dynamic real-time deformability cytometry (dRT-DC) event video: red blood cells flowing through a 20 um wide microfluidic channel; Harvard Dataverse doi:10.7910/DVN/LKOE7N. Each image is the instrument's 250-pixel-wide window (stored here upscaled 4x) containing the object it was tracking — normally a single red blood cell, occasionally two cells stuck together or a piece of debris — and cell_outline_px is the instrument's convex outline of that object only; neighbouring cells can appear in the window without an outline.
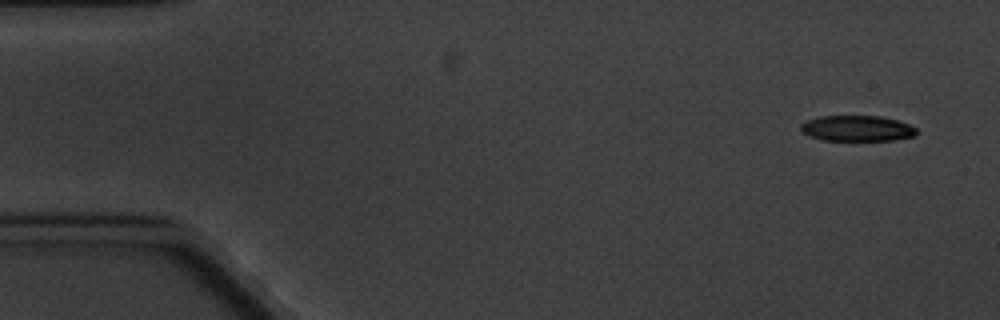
{"species": "common noctule bat (a hibernating species)", "species_latin": "Nyctalus noctula", "temperature_condition": "cold", "stored_images_in_passage": 5, "camera_frame_rate_fps": 3000, "um_per_image_px": 0.085, "animal": {"sex": "male", "body_mass_g": 20.1, "forearm_length_mm": 53.5}, "frame": {"image": 1, "passage_image": 1, "time_ms": 0.0, "image_size_px": [1000, 320], "cell_outline_px": [[916, 132], [912, 136], [892, 140], [824, 140], [808, 136], [800, 132], [800, 124], [808, 120], [820, 116], [880, 116], [896, 120], [908, 124], [916, 128]], "centroid_in_image_um": [72.78, 10.91], "position_along_channel_um": 12.2, "area_um2": 17.22}}
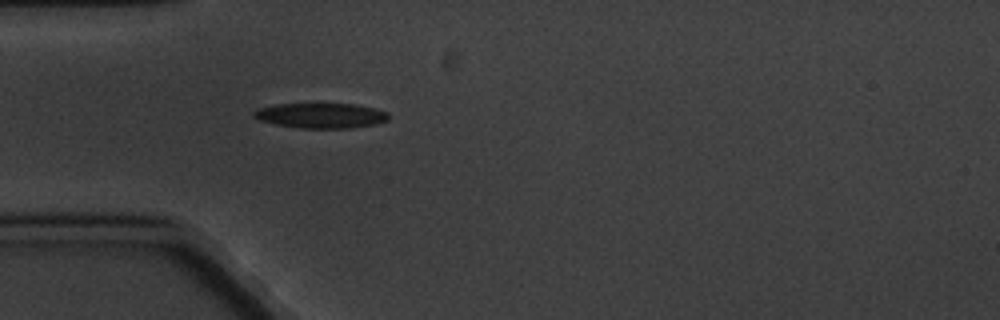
{"frame": {"image": 2, "passage_image": 5, "time_ms": 4.667, "image_size_px": [1000, 320], "cell_outline_px": [[388, 120], [376, 124], [352, 128], [300, 128], [276, 124], [260, 120], [252, 116], [252, 112], [256, 108], [276, 104], [352, 104], [372, 108], [388, 112]], "centroid_in_image_um": [27.24, 9.82], "position_along_channel_um": 57.8, "area_um2": 19.65}}